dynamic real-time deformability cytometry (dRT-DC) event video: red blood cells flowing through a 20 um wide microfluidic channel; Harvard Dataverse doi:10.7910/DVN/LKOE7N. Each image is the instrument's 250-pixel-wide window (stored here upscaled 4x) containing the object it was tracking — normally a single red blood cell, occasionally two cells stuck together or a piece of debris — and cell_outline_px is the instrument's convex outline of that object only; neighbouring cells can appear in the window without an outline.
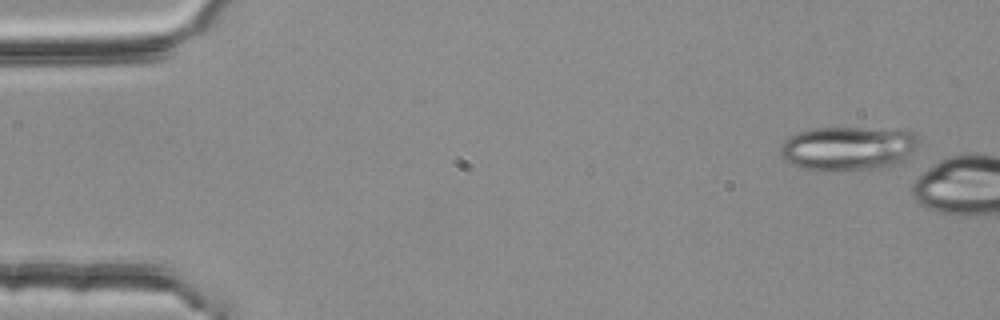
{"species": "common noctule bat (a hibernating species)", "species_latin": "Nyctalus noctula", "temperature_condition": "room temperature", "stored_images_in_passage": 2, "camera_frame_rate_fps": 3000, "um_per_image_px": 0.085, "animal": {"sex": "female", "body_mass_g": 25.1}, "frame": {"image": 1, "passage_image": 1, "time_ms": 0.0, "image_size_px": [1000, 320], "cell_outline_px": [[920, 140], [904, 164], [888, 168], [832, 172], [820, 172], [800, 168], [784, 160], [780, 156], [780, 144], [788, 136], [796, 132], [816, 128], [900, 128], [916, 132]], "centroid_in_image_um": [72.14, 12.63], "position_along_channel_um": 12.9, "area_um2": 37.28}}